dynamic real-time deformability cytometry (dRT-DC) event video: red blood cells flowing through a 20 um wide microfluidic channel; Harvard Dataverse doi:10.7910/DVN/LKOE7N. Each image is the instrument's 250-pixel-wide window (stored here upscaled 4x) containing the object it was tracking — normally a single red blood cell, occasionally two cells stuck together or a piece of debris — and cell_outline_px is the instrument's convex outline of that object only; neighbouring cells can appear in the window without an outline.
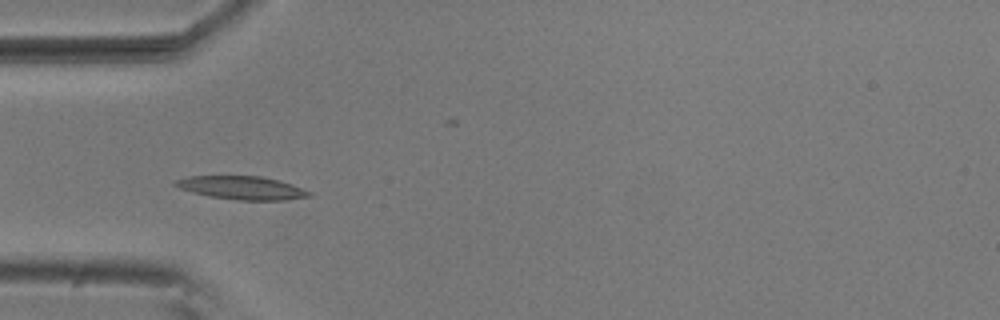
{"species": "common noctule bat (a hibernating species)", "species_latin": "Nyctalus noctula", "temperature_condition": "room temperature", "stored_images_in_passage": 7, "camera_frame_rate_fps": 3000, "um_per_image_px": 0.085, "animal": {"sex": "male", "body_mass_g": 20.5, "forearm_length_mm": 52.5}, "frame": {"image": 1, "passage_image": 5, "time_ms": 1.333, "image_size_px": [1000, 320], "cell_outline_px": [[312, 196], [284, 200], [236, 200], [208, 196], [192, 192], [180, 188], [172, 184], [176, 180], [188, 176], [260, 176], [280, 180], [292, 184], [312, 192]], "centroid_in_image_um": [20.58, 15.96], "position_along_channel_um": 64.4, "area_um2": 18.21}}
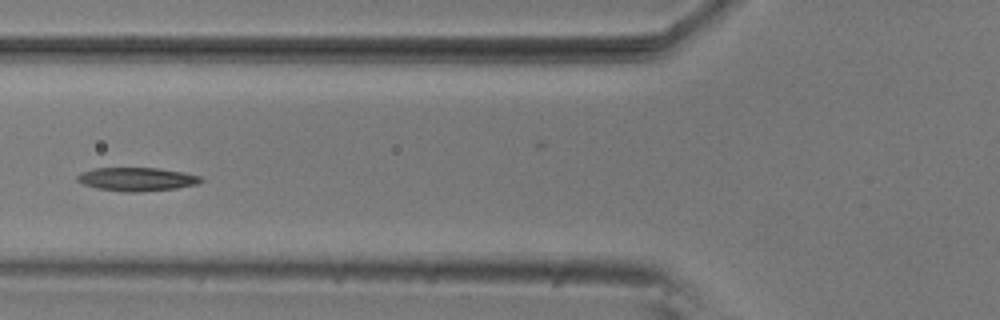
{"frame": {"image": 2, "passage_image": 6, "time_ms": 1.667, "image_size_px": [1000, 320], "cell_outline_px": [[204, 180], [196, 184], [176, 188], [140, 192], [124, 192], [96, 188], [84, 184], [76, 180], [76, 176], [80, 172], [96, 168], [160, 168], [184, 172], [200, 176]], "centroid_in_image_um": [11.62, 15.23], "position_along_channel_um": 114.2, "area_um2": 16.99}}
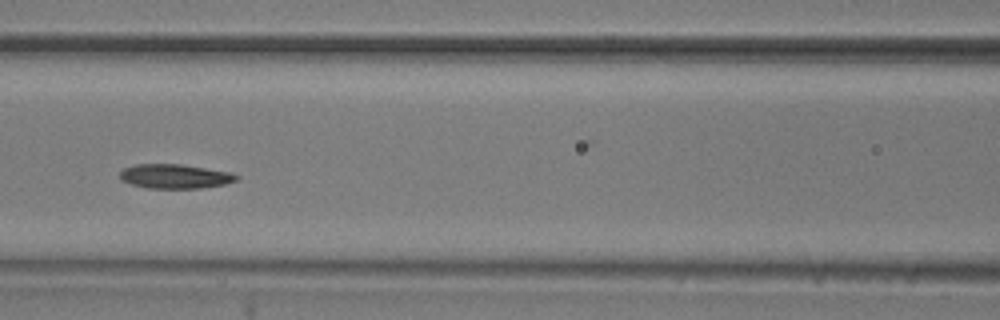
{"frame": {"image": 3, "passage_image": 7, "time_ms": 2.0, "image_size_px": [1000, 320], "cell_outline_px": [[240, 176], [236, 180], [224, 184], [200, 188], [144, 188], [120, 180], [120, 172], [124, 168], [136, 164], [180, 164], [228, 172]], "centroid_in_image_um": [14.82, 14.99], "position_along_channel_um": 151.8, "area_um2": 16.36}}